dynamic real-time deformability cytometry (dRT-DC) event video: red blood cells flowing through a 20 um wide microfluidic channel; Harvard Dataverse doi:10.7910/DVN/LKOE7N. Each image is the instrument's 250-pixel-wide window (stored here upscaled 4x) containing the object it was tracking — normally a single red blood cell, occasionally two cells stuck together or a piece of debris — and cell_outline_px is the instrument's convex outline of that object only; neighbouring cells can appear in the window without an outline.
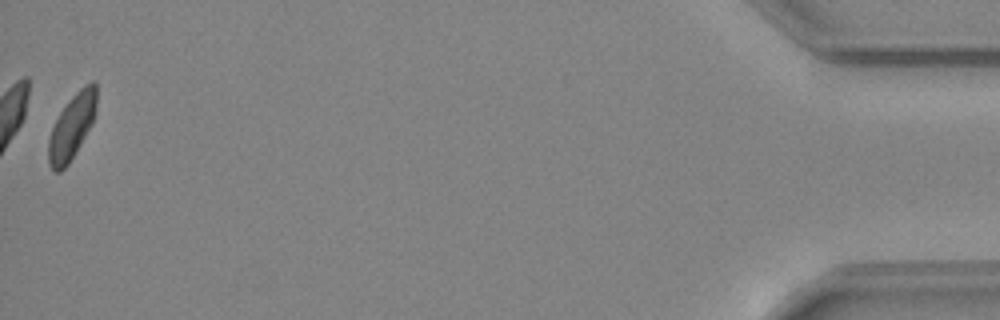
{"species": "common noctule bat (a hibernating species)", "species_latin": "Nyctalus noctula", "temperature_condition": "warm", "stored_images_in_passage": 49, "camera_frame_rate_fps": 3000, "um_per_image_px": 0.085, "animal": {"sex": "female", "body_mass_g": 24.6, "forearm_length_mm": 56.2}, "frame": {"image": 1, "passage_image": 49, "time_ms": 16.0, "image_size_px": [1000, 320], "cell_outline_px": [[96, 112], [92, 124], [76, 152], [68, 164], [60, 172], [56, 172], [48, 164], [48, 140], [52, 128], [60, 112], [68, 100], [84, 84], [92, 80], [96, 84]], "centroid_in_image_um": [6.11, 10.75], "position_along_channel_um": 429.1, "area_um2": 18.21}}